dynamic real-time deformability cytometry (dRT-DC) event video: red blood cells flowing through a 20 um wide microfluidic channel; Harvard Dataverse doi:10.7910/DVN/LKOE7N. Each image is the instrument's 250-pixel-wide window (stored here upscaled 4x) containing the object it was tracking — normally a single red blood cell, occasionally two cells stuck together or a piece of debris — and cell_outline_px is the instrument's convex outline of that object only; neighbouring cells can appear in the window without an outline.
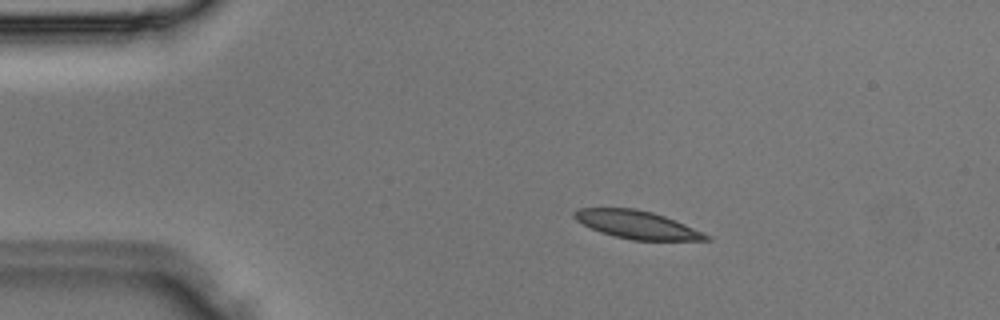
{"species": "Egyptian fruit bat (a non-hibernating species)", "species_latin": "Rousettus aegyptiacus", "temperature_condition": "room temperature", "stored_images_in_passage": 36, "camera_frame_rate_fps": 3000, "um_per_image_px": 0.085, "animal": {"sex": "male"}, "frame": {"image": 1, "passage_image": 6, "time_ms": 1.667, "image_size_px": [1000, 320], "cell_outline_px": [[712, 240], [632, 240], [600, 232], [576, 220], [572, 216], [572, 212], [580, 208], [636, 208], [652, 212], [664, 216], [704, 232], [712, 236]], "centroid_in_image_um": [54.16, 19.1], "position_along_channel_um": 30.8, "area_um2": 21.39}}
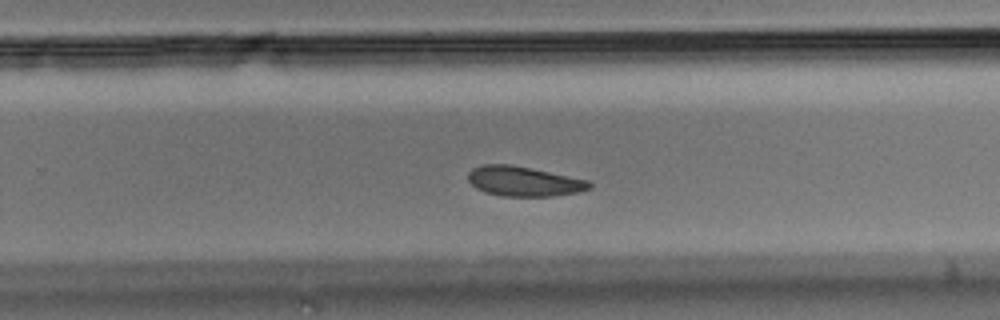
{"frame": {"image": 2, "passage_image": 23, "time_ms": 7.333, "image_size_px": [1000, 320], "cell_outline_px": [[592, 188], [580, 192], [552, 196], [504, 196], [484, 192], [476, 188], [468, 180], [468, 172], [472, 168], [484, 164], [508, 164], [588, 180], [592, 184]], "centroid_in_image_um": [44.51, 15.42], "position_along_channel_um": 285.3, "area_um2": 20.92}}
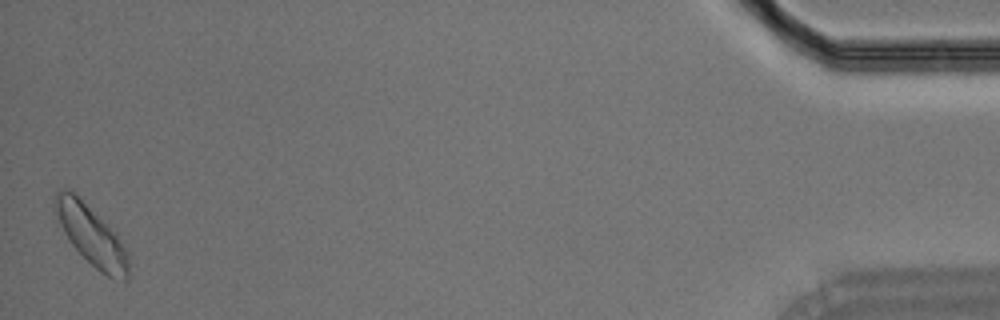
{"frame": {"image": 3, "passage_image": 36, "time_ms": 11.667, "image_size_px": [1000, 320], "cell_outline_px": [[128, 280], [124, 280], [108, 276], [100, 272], [68, 240], [56, 224], [52, 212], [52, 200], [56, 192], [60, 188], [68, 188], [76, 192], [116, 232], [128, 252]], "centroid_in_image_um": [7.67, 19.89], "position_along_channel_um": 427.5, "area_um2": 26.41}}